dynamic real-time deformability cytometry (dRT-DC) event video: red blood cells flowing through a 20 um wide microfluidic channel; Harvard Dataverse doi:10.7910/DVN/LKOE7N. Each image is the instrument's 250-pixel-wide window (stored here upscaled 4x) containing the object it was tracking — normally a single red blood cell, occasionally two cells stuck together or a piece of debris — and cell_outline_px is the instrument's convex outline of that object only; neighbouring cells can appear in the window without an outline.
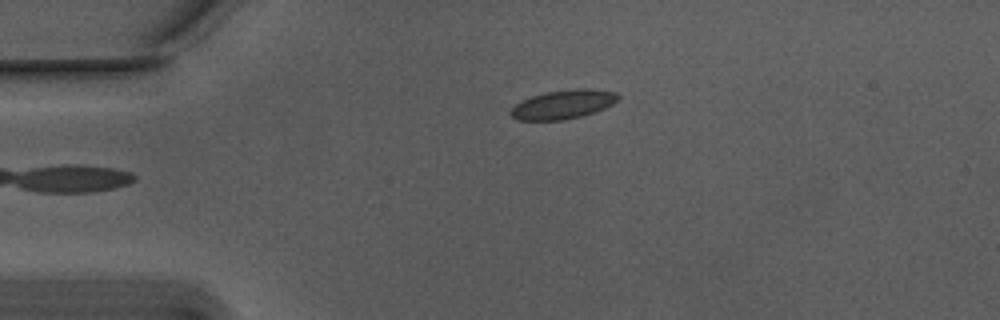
{"species": "Egyptian fruit bat (a non-hibernating species)", "species_latin": "Rousettus aegyptiacus", "temperature_condition": "warm", "stored_images_in_passage": 37, "camera_frame_rate_fps": 3000, "um_per_image_px": 0.085, "animal": {"sex": "male"}, "frame": {"image": 1, "passage_image": 2, "time_ms": 0.333, "image_size_px": [1000, 320], "cell_outline_px": [[620, 96], [612, 104], [604, 108], [580, 116], [564, 120], [516, 120], [508, 112], [520, 100], [544, 92], [576, 88], [588, 88], [616, 92]], "centroid_in_image_um": [47.83, 8.86], "position_along_channel_um": 37.2, "area_um2": 18.09}}
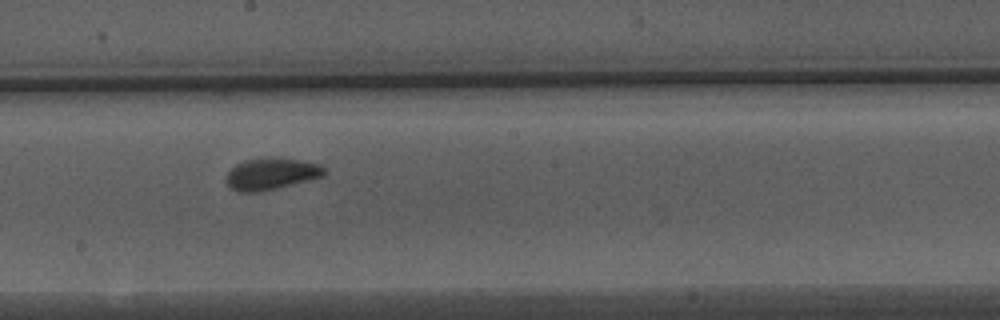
{"frame": {"image": 2, "passage_image": 20, "time_ms": 6.333, "image_size_px": [1000, 320], "cell_outline_px": [[324, 172], [320, 176], [276, 188], [260, 192], [240, 192], [232, 188], [228, 184], [228, 172], [236, 164], [244, 160], [272, 156], [320, 164], [324, 168]], "centroid_in_image_um": [23.01, 14.75], "position_along_channel_um": 225.2, "area_um2": 17.63}}
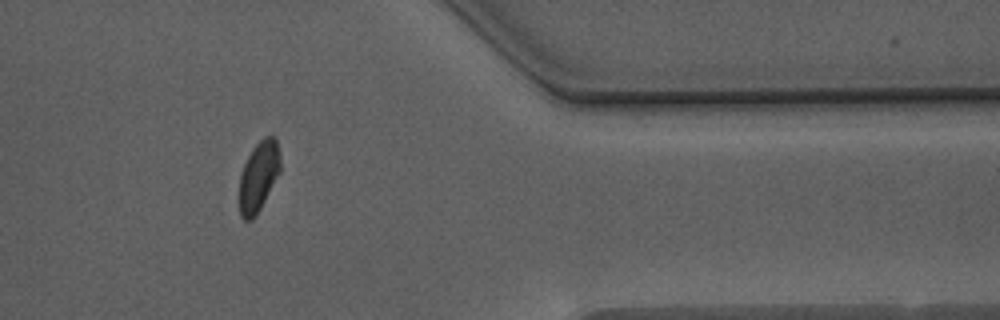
{"frame": {"image": 3, "passage_image": 35, "time_ms": 11.333, "image_size_px": [1000, 320], "cell_outline_px": [[280, 172], [260, 208], [252, 220], [244, 220], [240, 216], [240, 176], [244, 164], [252, 148], [264, 136], [276, 136], [280, 156]], "centroid_in_image_um": [21.99, 14.96], "position_along_channel_um": 389.4, "area_um2": 16.59}, "authors_computed_cell_mechanics": {"area_um2": 17.8602, "velocity_mm_per_s": 3.7224, "shape_relaxation_time_tau1_ms": 4.8406, "shape_relaxation_time_tau2_ms": 0.9558, "deformation_change_tau1": 0.1103, "deformation_change_tau2": 0.0568}}